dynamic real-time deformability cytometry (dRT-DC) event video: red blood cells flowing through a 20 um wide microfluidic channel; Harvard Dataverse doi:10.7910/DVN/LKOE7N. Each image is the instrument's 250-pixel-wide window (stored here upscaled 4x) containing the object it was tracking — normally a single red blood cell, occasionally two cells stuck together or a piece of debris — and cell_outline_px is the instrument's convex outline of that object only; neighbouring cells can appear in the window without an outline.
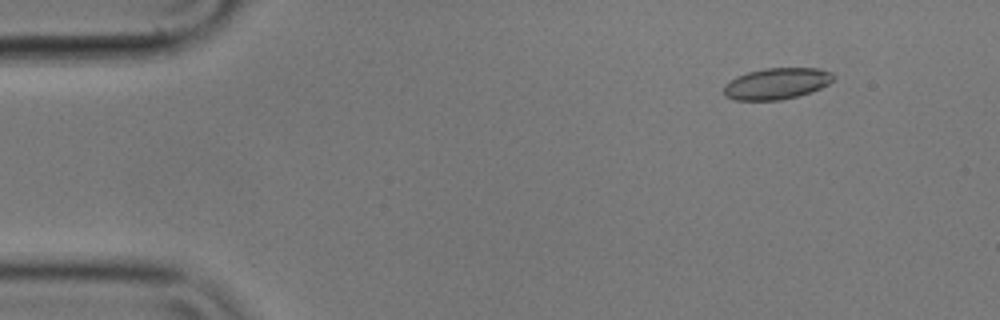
{"species": "common noctule bat (a hibernating species)", "species_latin": "Nyctalus noctula", "temperature_condition": "cold", "stored_images_in_passage": 8, "camera_frame_rate_fps": 3000, "um_per_image_px": 0.085, "animal": {"sex": "male", "body_mass_g": 17.9}, "frame": {"image": 1, "passage_image": 2, "time_ms": 0.333, "image_size_px": [1000, 320], "cell_outline_px": [[832, 80], [828, 84], [812, 92], [780, 100], [736, 100], [724, 96], [724, 84], [736, 76], [748, 72], [764, 68], [820, 68], [832, 72]], "centroid_in_image_um": [65.99, 7.1], "position_along_channel_um": 19.0, "area_um2": 20.0}}
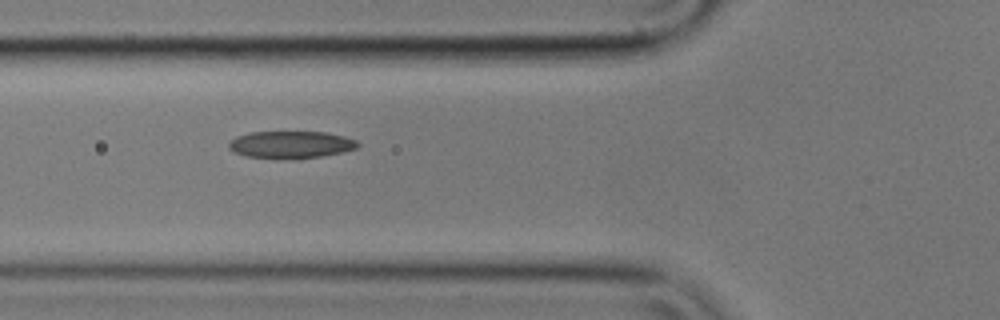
{"frame": {"image": 2, "passage_image": 6, "time_ms": 1.667, "image_size_px": [1000, 320], "cell_outline_px": [[360, 144], [356, 148], [340, 152], [320, 156], [276, 160], [244, 156], [232, 152], [228, 148], [228, 144], [236, 136], [252, 132], [324, 132], [344, 136], [356, 140]], "centroid_in_image_um": [24.65, 12.3], "position_along_channel_um": 101.1, "area_um2": 20.58}}
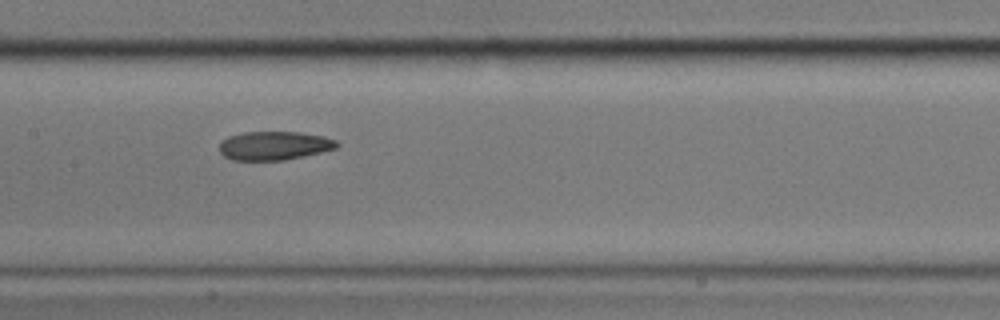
{"frame": {"image": 3, "passage_image": 8, "time_ms": 2.333, "image_size_px": [1000, 320], "cell_outline_px": [[340, 144], [336, 148], [304, 156], [284, 160], [232, 160], [224, 156], [220, 152], [220, 144], [228, 136], [244, 132], [300, 132], [324, 136], [336, 140]], "centroid_in_image_um": [23.32, 12.38], "position_along_channel_um": 184.1, "area_um2": 19.59}}